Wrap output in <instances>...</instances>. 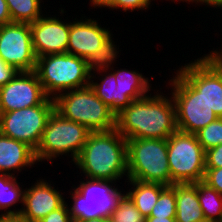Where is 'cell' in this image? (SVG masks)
<instances>
[{
	"label": "cell",
	"instance_id": "6da1fadb",
	"mask_svg": "<svg viewBox=\"0 0 222 222\" xmlns=\"http://www.w3.org/2000/svg\"><path fill=\"white\" fill-rule=\"evenodd\" d=\"M147 95L116 115V129L126 139H168L178 130L172 96Z\"/></svg>",
	"mask_w": 222,
	"mask_h": 222
},
{
	"label": "cell",
	"instance_id": "7a4b0ae2",
	"mask_svg": "<svg viewBox=\"0 0 222 222\" xmlns=\"http://www.w3.org/2000/svg\"><path fill=\"white\" fill-rule=\"evenodd\" d=\"M73 164L86 178L108 181L128 178L127 140L116 128L90 132Z\"/></svg>",
	"mask_w": 222,
	"mask_h": 222
},
{
	"label": "cell",
	"instance_id": "3957f363",
	"mask_svg": "<svg viewBox=\"0 0 222 222\" xmlns=\"http://www.w3.org/2000/svg\"><path fill=\"white\" fill-rule=\"evenodd\" d=\"M93 65L70 53L37 58L35 72L45 94L55 98L63 92L89 86Z\"/></svg>",
	"mask_w": 222,
	"mask_h": 222
},
{
	"label": "cell",
	"instance_id": "277c9868",
	"mask_svg": "<svg viewBox=\"0 0 222 222\" xmlns=\"http://www.w3.org/2000/svg\"><path fill=\"white\" fill-rule=\"evenodd\" d=\"M55 111L91 132L116 128V114L96 96L90 86L69 90L54 98Z\"/></svg>",
	"mask_w": 222,
	"mask_h": 222
},
{
	"label": "cell",
	"instance_id": "5b68a950",
	"mask_svg": "<svg viewBox=\"0 0 222 222\" xmlns=\"http://www.w3.org/2000/svg\"><path fill=\"white\" fill-rule=\"evenodd\" d=\"M127 170V179L171 186L167 139H128Z\"/></svg>",
	"mask_w": 222,
	"mask_h": 222
},
{
	"label": "cell",
	"instance_id": "8992f818",
	"mask_svg": "<svg viewBox=\"0 0 222 222\" xmlns=\"http://www.w3.org/2000/svg\"><path fill=\"white\" fill-rule=\"evenodd\" d=\"M90 132L85 126L62 117L54 110L35 150L37 162L47 160L53 164L52 160L62 155H68L74 162Z\"/></svg>",
	"mask_w": 222,
	"mask_h": 222
},
{
	"label": "cell",
	"instance_id": "52a82bcc",
	"mask_svg": "<svg viewBox=\"0 0 222 222\" xmlns=\"http://www.w3.org/2000/svg\"><path fill=\"white\" fill-rule=\"evenodd\" d=\"M85 17L70 21L67 53L84 58L92 65L106 64L119 52V47L106 26L99 25V20Z\"/></svg>",
	"mask_w": 222,
	"mask_h": 222
},
{
	"label": "cell",
	"instance_id": "ba28073f",
	"mask_svg": "<svg viewBox=\"0 0 222 222\" xmlns=\"http://www.w3.org/2000/svg\"><path fill=\"white\" fill-rule=\"evenodd\" d=\"M81 180L77 187H72L74 191H70L73 204L68 205V208L73 221L109 217L124 194L116 187V181Z\"/></svg>",
	"mask_w": 222,
	"mask_h": 222
},
{
	"label": "cell",
	"instance_id": "9c48e42d",
	"mask_svg": "<svg viewBox=\"0 0 222 222\" xmlns=\"http://www.w3.org/2000/svg\"><path fill=\"white\" fill-rule=\"evenodd\" d=\"M171 185L195 183L205 175V150L195 134L177 130L167 139Z\"/></svg>",
	"mask_w": 222,
	"mask_h": 222
},
{
	"label": "cell",
	"instance_id": "30bf717a",
	"mask_svg": "<svg viewBox=\"0 0 222 222\" xmlns=\"http://www.w3.org/2000/svg\"><path fill=\"white\" fill-rule=\"evenodd\" d=\"M170 79L171 96L176 108V123L179 131L195 134L218 117L205 99L178 71Z\"/></svg>",
	"mask_w": 222,
	"mask_h": 222
},
{
	"label": "cell",
	"instance_id": "8fae6325",
	"mask_svg": "<svg viewBox=\"0 0 222 222\" xmlns=\"http://www.w3.org/2000/svg\"><path fill=\"white\" fill-rule=\"evenodd\" d=\"M54 110V99L48 97L41 105L0 113V133L27 144L35 151Z\"/></svg>",
	"mask_w": 222,
	"mask_h": 222
},
{
	"label": "cell",
	"instance_id": "7c38bea8",
	"mask_svg": "<svg viewBox=\"0 0 222 222\" xmlns=\"http://www.w3.org/2000/svg\"><path fill=\"white\" fill-rule=\"evenodd\" d=\"M177 71L198 91L218 118H222V63L201 56Z\"/></svg>",
	"mask_w": 222,
	"mask_h": 222
},
{
	"label": "cell",
	"instance_id": "4fadbf2b",
	"mask_svg": "<svg viewBox=\"0 0 222 222\" xmlns=\"http://www.w3.org/2000/svg\"><path fill=\"white\" fill-rule=\"evenodd\" d=\"M0 58L18 71H35L37 57L30 23L12 22L0 26Z\"/></svg>",
	"mask_w": 222,
	"mask_h": 222
},
{
	"label": "cell",
	"instance_id": "5bb4252c",
	"mask_svg": "<svg viewBox=\"0 0 222 222\" xmlns=\"http://www.w3.org/2000/svg\"><path fill=\"white\" fill-rule=\"evenodd\" d=\"M47 98L35 71H19L0 87V113L41 105Z\"/></svg>",
	"mask_w": 222,
	"mask_h": 222
},
{
	"label": "cell",
	"instance_id": "9a60e30c",
	"mask_svg": "<svg viewBox=\"0 0 222 222\" xmlns=\"http://www.w3.org/2000/svg\"><path fill=\"white\" fill-rule=\"evenodd\" d=\"M56 16L43 15L30 23L32 46L36 57L67 53L70 22Z\"/></svg>",
	"mask_w": 222,
	"mask_h": 222
},
{
	"label": "cell",
	"instance_id": "2e32d148",
	"mask_svg": "<svg viewBox=\"0 0 222 222\" xmlns=\"http://www.w3.org/2000/svg\"><path fill=\"white\" fill-rule=\"evenodd\" d=\"M45 179H36L32 186L25 188L23 194L24 207L19 218L22 222H40L50 212L60 208L66 201L61 190L55 189L54 184ZM58 190V191H57Z\"/></svg>",
	"mask_w": 222,
	"mask_h": 222
},
{
	"label": "cell",
	"instance_id": "e0dca14e",
	"mask_svg": "<svg viewBox=\"0 0 222 222\" xmlns=\"http://www.w3.org/2000/svg\"><path fill=\"white\" fill-rule=\"evenodd\" d=\"M37 163L35 151L30 146L0 133V174L14 177V172L35 167Z\"/></svg>",
	"mask_w": 222,
	"mask_h": 222
},
{
	"label": "cell",
	"instance_id": "ac0fdd59",
	"mask_svg": "<svg viewBox=\"0 0 222 222\" xmlns=\"http://www.w3.org/2000/svg\"><path fill=\"white\" fill-rule=\"evenodd\" d=\"M92 72L89 86L116 115L132 102L131 99H122V91L116 84L115 74L105 64L93 65ZM98 74L101 75V79H98L100 83L97 80L94 82Z\"/></svg>",
	"mask_w": 222,
	"mask_h": 222
},
{
	"label": "cell",
	"instance_id": "d6986e66",
	"mask_svg": "<svg viewBox=\"0 0 222 222\" xmlns=\"http://www.w3.org/2000/svg\"><path fill=\"white\" fill-rule=\"evenodd\" d=\"M118 54L119 52L105 65L115 74L116 84L122 91V99H131L134 101L149 95L148 93L152 91V87L150 86V79L148 77L146 78L136 70H128L126 68L115 70L113 68L117 57H120Z\"/></svg>",
	"mask_w": 222,
	"mask_h": 222
},
{
	"label": "cell",
	"instance_id": "ffe728a7",
	"mask_svg": "<svg viewBox=\"0 0 222 222\" xmlns=\"http://www.w3.org/2000/svg\"><path fill=\"white\" fill-rule=\"evenodd\" d=\"M176 222H206L194 183H175Z\"/></svg>",
	"mask_w": 222,
	"mask_h": 222
},
{
	"label": "cell",
	"instance_id": "44dd1931",
	"mask_svg": "<svg viewBox=\"0 0 222 222\" xmlns=\"http://www.w3.org/2000/svg\"><path fill=\"white\" fill-rule=\"evenodd\" d=\"M128 185H132L128 192H125L133 200L136 208L141 212L144 218L150 216L152 208L157 203L160 192L166 187L158 183L142 182L133 179H127Z\"/></svg>",
	"mask_w": 222,
	"mask_h": 222
},
{
	"label": "cell",
	"instance_id": "7402d4cb",
	"mask_svg": "<svg viewBox=\"0 0 222 222\" xmlns=\"http://www.w3.org/2000/svg\"><path fill=\"white\" fill-rule=\"evenodd\" d=\"M16 176L0 174V216H19L21 208L10 209L17 203L23 204L24 189L20 187V182ZM9 209V210H7ZM4 210V212H2Z\"/></svg>",
	"mask_w": 222,
	"mask_h": 222
},
{
	"label": "cell",
	"instance_id": "603a6c76",
	"mask_svg": "<svg viewBox=\"0 0 222 222\" xmlns=\"http://www.w3.org/2000/svg\"><path fill=\"white\" fill-rule=\"evenodd\" d=\"M194 184L197 187L200 207L206 222H222V194L203 180Z\"/></svg>",
	"mask_w": 222,
	"mask_h": 222
},
{
	"label": "cell",
	"instance_id": "cb8c5ba5",
	"mask_svg": "<svg viewBox=\"0 0 222 222\" xmlns=\"http://www.w3.org/2000/svg\"><path fill=\"white\" fill-rule=\"evenodd\" d=\"M12 22L32 23L43 16V0H6ZM42 14V15H41Z\"/></svg>",
	"mask_w": 222,
	"mask_h": 222
},
{
	"label": "cell",
	"instance_id": "d4e9b609",
	"mask_svg": "<svg viewBox=\"0 0 222 222\" xmlns=\"http://www.w3.org/2000/svg\"><path fill=\"white\" fill-rule=\"evenodd\" d=\"M108 218L109 222H145L144 216L127 193L121 196L118 206Z\"/></svg>",
	"mask_w": 222,
	"mask_h": 222
},
{
	"label": "cell",
	"instance_id": "484cf974",
	"mask_svg": "<svg viewBox=\"0 0 222 222\" xmlns=\"http://www.w3.org/2000/svg\"><path fill=\"white\" fill-rule=\"evenodd\" d=\"M176 216V198L175 184L166 186L159 195L157 203L152 208L149 217H167L175 218Z\"/></svg>",
	"mask_w": 222,
	"mask_h": 222
},
{
	"label": "cell",
	"instance_id": "4316f807",
	"mask_svg": "<svg viewBox=\"0 0 222 222\" xmlns=\"http://www.w3.org/2000/svg\"><path fill=\"white\" fill-rule=\"evenodd\" d=\"M195 135L205 151L219 146L222 144V118H217L206 127L200 129Z\"/></svg>",
	"mask_w": 222,
	"mask_h": 222
},
{
	"label": "cell",
	"instance_id": "83f0119b",
	"mask_svg": "<svg viewBox=\"0 0 222 222\" xmlns=\"http://www.w3.org/2000/svg\"><path fill=\"white\" fill-rule=\"evenodd\" d=\"M203 181L222 194V168H205Z\"/></svg>",
	"mask_w": 222,
	"mask_h": 222
},
{
	"label": "cell",
	"instance_id": "f1b7e54d",
	"mask_svg": "<svg viewBox=\"0 0 222 222\" xmlns=\"http://www.w3.org/2000/svg\"><path fill=\"white\" fill-rule=\"evenodd\" d=\"M153 0H116V11L117 9H123L124 12L134 10H145L148 9Z\"/></svg>",
	"mask_w": 222,
	"mask_h": 222
},
{
	"label": "cell",
	"instance_id": "f546056e",
	"mask_svg": "<svg viewBox=\"0 0 222 222\" xmlns=\"http://www.w3.org/2000/svg\"><path fill=\"white\" fill-rule=\"evenodd\" d=\"M40 222H74L68 208V203L65 202L60 208L50 212Z\"/></svg>",
	"mask_w": 222,
	"mask_h": 222
},
{
	"label": "cell",
	"instance_id": "4dcf8cb0",
	"mask_svg": "<svg viewBox=\"0 0 222 222\" xmlns=\"http://www.w3.org/2000/svg\"><path fill=\"white\" fill-rule=\"evenodd\" d=\"M205 168H222V144L205 151Z\"/></svg>",
	"mask_w": 222,
	"mask_h": 222
},
{
	"label": "cell",
	"instance_id": "1f68e13d",
	"mask_svg": "<svg viewBox=\"0 0 222 222\" xmlns=\"http://www.w3.org/2000/svg\"><path fill=\"white\" fill-rule=\"evenodd\" d=\"M18 72L19 71L15 67L6 64L0 58V87L12 80Z\"/></svg>",
	"mask_w": 222,
	"mask_h": 222
},
{
	"label": "cell",
	"instance_id": "d6a6232c",
	"mask_svg": "<svg viewBox=\"0 0 222 222\" xmlns=\"http://www.w3.org/2000/svg\"><path fill=\"white\" fill-rule=\"evenodd\" d=\"M12 23L6 0H0V26Z\"/></svg>",
	"mask_w": 222,
	"mask_h": 222
},
{
	"label": "cell",
	"instance_id": "836d02e7",
	"mask_svg": "<svg viewBox=\"0 0 222 222\" xmlns=\"http://www.w3.org/2000/svg\"><path fill=\"white\" fill-rule=\"evenodd\" d=\"M92 7L96 8H111V10H116V0H90V3Z\"/></svg>",
	"mask_w": 222,
	"mask_h": 222
},
{
	"label": "cell",
	"instance_id": "e575fe53",
	"mask_svg": "<svg viewBox=\"0 0 222 222\" xmlns=\"http://www.w3.org/2000/svg\"><path fill=\"white\" fill-rule=\"evenodd\" d=\"M219 50L220 51H218L217 49L214 51L211 50L209 54H204V56L211 61L222 63V49Z\"/></svg>",
	"mask_w": 222,
	"mask_h": 222
},
{
	"label": "cell",
	"instance_id": "d590c367",
	"mask_svg": "<svg viewBox=\"0 0 222 222\" xmlns=\"http://www.w3.org/2000/svg\"><path fill=\"white\" fill-rule=\"evenodd\" d=\"M197 5L200 4H205V6H211L212 8H216L217 7L220 9H222V0H196L195 2Z\"/></svg>",
	"mask_w": 222,
	"mask_h": 222
},
{
	"label": "cell",
	"instance_id": "8d00e7d4",
	"mask_svg": "<svg viewBox=\"0 0 222 222\" xmlns=\"http://www.w3.org/2000/svg\"><path fill=\"white\" fill-rule=\"evenodd\" d=\"M145 222H176L175 218L167 217H147Z\"/></svg>",
	"mask_w": 222,
	"mask_h": 222
},
{
	"label": "cell",
	"instance_id": "74e56055",
	"mask_svg": "<svg viewBox=\"0 0 222 222\" xmlns=\"http://www.w3.org/2000/svg\"><path fill=\"white\" fill-rule=\"evenodd\" d=\"M0 222H22L18 216H0Z\"/></svg>",
	"mask_w": 222,
	"mask_h": 222
},
{
	"label": "cell",
	"instance_id": "f35d334b",
	"mask_svg": "<svg viewBox=\"0 0 222 222\" xmlns=\"http://www.w3.org/2000/svg\"><path fill=\"white\" fill-rule=\"evenodd\" d=\"M74 222H109L108 217H100L96 219L76 220Z\"/></svg>",
	"mask_w": 222,
	"mask_h": 222
},
{
	"label": "cell",
	"instance_id": "ab89813d",
	"mask_svg": "<svg viewBox=\"0 0 222 222\" xmlns=\"http://www.w3.org/2000/svg\"><path fill=\"white\" fill-rule=\"evenodd\" d=\"M171 1L174 2V3H175L176 1H177V2H178V1L187 2V3L189 2L188 4H190L191 2H192V3L196 2V0H171Z\"/></svg>",
	"mask_w": 222,
	"mask_h": 222
}]
</instances>
